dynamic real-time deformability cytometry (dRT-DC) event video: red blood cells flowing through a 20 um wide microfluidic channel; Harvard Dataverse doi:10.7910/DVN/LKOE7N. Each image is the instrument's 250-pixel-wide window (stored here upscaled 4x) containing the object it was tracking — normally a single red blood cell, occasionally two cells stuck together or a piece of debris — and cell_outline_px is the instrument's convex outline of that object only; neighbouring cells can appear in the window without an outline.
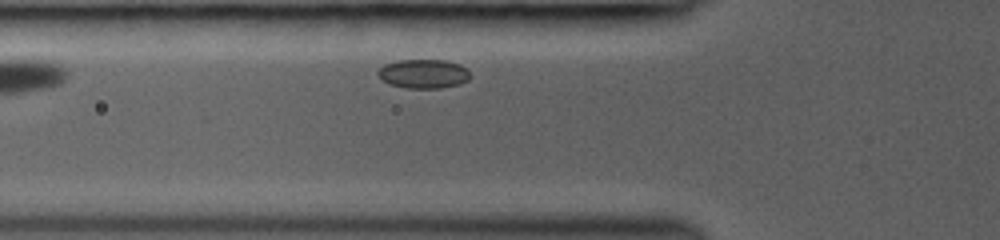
{"species": "common noctule bat (a hibernating species)", "species_latin": "Nyctalus noctula", "temperature_condition": "room temperature", "stored_images_in_passage": 22, "camera_frame_rate_fps": 3000, "um_per_image_px": 0.085, "animal": {"sex": "female", "body_mass_g": 19.0, "forearm_length_mm": 53.3}, "frame": {"image": 1, "passage_image": 2, "time_ms": 0.333, "image_size_px": [1000, 240], "cell_outline_px": [[472, 76], [468, 80], [460, 84], [440, 88], [404, 88], [388, 84], [376, 72], [384, 64], [400, 60], [448, 60], [460, 64], [468, 68]], "centroid_in_image_um": [36.05, 6.27], "position_along_channel_um": 89.8, "area_um2": 15.84}}
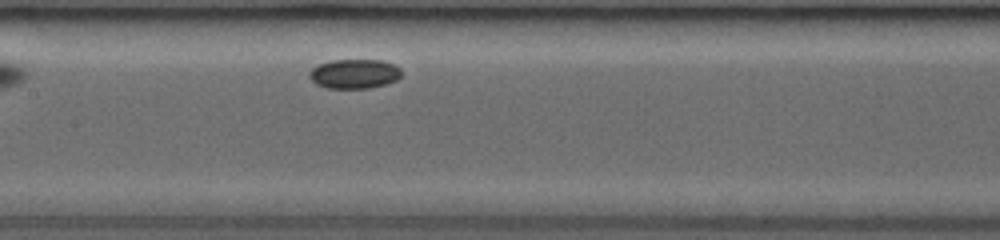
{"frame": {"image": 2, "passage_image": 9, "time_ms": 2.667, "image_size_px": [1000, 240], "cell_outline_px": [[400, 76], [396, 80], [384, 84], [368, 88], [328, 88], [316, 84], [308, 76], [308, 72], [312, 68], [320, 64], [332, 60], [380, 60], [392, 64], [400, 68]], "centroid_in_image_um": [30.08, 6.27], "position_along_channel_um": 177.3, "area_um2": 15.61}}
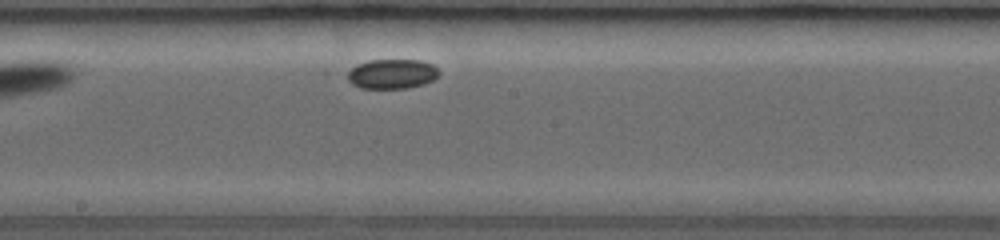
{"frame": {"image": 3, "passage_image": 12, "time_ms": 3.667, "image_size_px": [1000, 240], "cell_outline_px": [[440, 72], [432, 80], [424, 84], [408, 88], [360, 88], [352, 84], [348, 80], [348, 72], [356, 64], [368, 60], [420, 60], [432, 64]], "centroid_in_image_um": [33.3, 6.28], "position_along_channel_um": 214.9, "area_um2": 15.78}}